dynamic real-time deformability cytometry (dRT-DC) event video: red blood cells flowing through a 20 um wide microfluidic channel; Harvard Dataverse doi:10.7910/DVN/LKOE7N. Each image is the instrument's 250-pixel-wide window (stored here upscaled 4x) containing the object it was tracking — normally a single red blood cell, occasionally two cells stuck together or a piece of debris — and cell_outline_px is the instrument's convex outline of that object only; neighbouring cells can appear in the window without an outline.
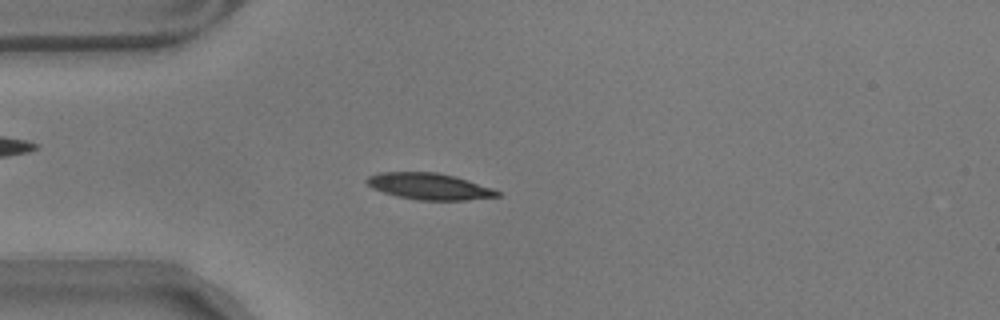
{"species": "common noctule bat (a hibernating species)", "species_latin": "Nyctalus noctula", "temperature_condition": "warm", "stored_images_in_passage": 56, "camera_frame_rate_fps": 3000, "um_per_image_px": 0.085, "animal": {"sex": "male", "body_mass_g": 17.9}, "frame": {"image": 1, "passage_image": 14, "time_ms": 4.333, "image_size_px": [1000, 320], "cell_outline_px": [[500, 196], [464, 200], [416, 200], [396, 196], [372, 188], [364, 180], [368, 176], [380, 172], [436, 172], [456, 176], [492, 188], [500, 192]], "centroid_in_image_um": [36.47, 15.83], "position_along_channel_um": 48.5, "area_um2": 20.11}}
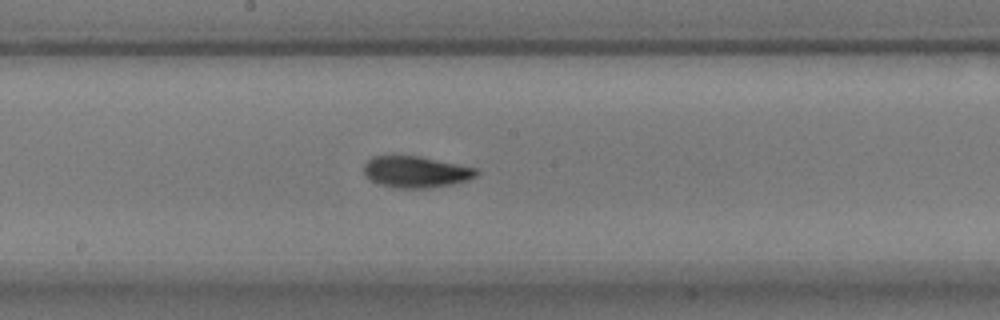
{"frame": {"image": 2, "passage_image": 29, "time_ms": 9.333, "image_size_px": [1000, 320], "cell_outline_px": [[480, 172], [476, 176], [468, 180], [452, 184], [428, 188], [396, 188], [380, 184], [372, 180], [364, 172], [364, 164], [372, 156], [420, 156], [476, 168]], "centroid_in_image_um": [35.37, 14.61], "position_along_channel_um": 212.8, "area_um2": 20.46}}
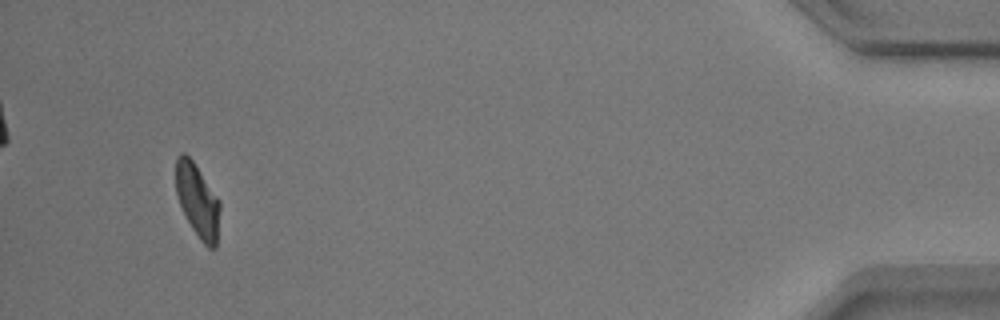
{"frame": {"image": 3, "passage_image": 53, "time_ms": 17.333, "image_size_px": [1000, 320], "cell_outline_px": [[220, 208], [216, 248], [208, 248], [200, 240], [192, 228], [180, 204], [176, 192], [176, 156], [180, 152], [184, 152], [192, 160], [220, 200]], "centroid_in_image_um": [16.8, 17.04], "position_along_channel_um": 418.4, "area_um2": 18.73}, "authors_computed_cell_mechanics": {"area_um2": 19.5942, "velocity_mm_per_s": 3.5088, "shape_relaxation_time_tau1_ms": 4.1506, "shape_relaxation_time_tau2_ms": 2.7608, "deformation_change_tau1": 0.1482, "deformation_change_tau2": 0.0703}}